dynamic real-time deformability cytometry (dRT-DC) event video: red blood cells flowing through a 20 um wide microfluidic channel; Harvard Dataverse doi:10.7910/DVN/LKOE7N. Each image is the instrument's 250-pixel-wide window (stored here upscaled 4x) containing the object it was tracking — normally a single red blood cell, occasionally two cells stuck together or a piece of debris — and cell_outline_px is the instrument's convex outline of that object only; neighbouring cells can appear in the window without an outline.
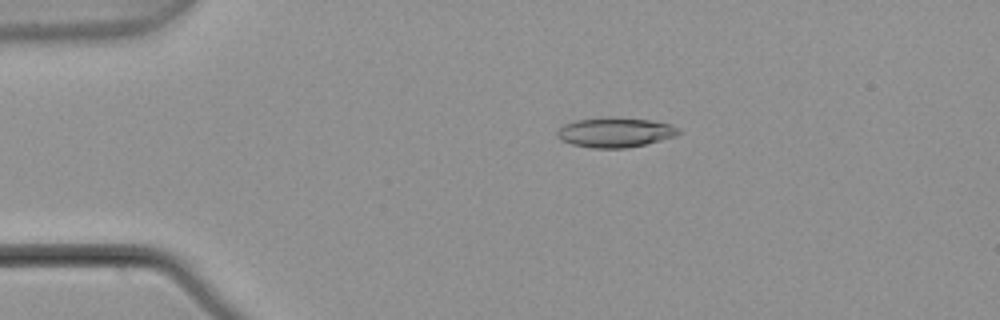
{"species": "common noctule bat (a hibernating species)", "species_latin": "Nyctalus noctula", "temperature_condition": "warm", "stored_images_in_passage": 5, "camera_frame_rate_fps": 3000, "um_per_image_px": 0.085, "animal": {"sex": "male", "body_mass_g": 21.5, "forearm_length_mm": 52.0}, "frame": {"image": 1, "passage_image": 3, "time_ms": 0.667, "image_size_px": [1000, 320], "cell_outline_px": [[684, 132], [676, 136], [628, 148], [592, 148], [572, 144], [560, 140], [556, 136], [556, 132], [564, 124], [576, 120], [608, 116], [612, 116], [652, 120], [672, 124], [680, 128]], "centroid_in_image_um": [52.32, 11.23], "position_along_channel_um": 32.7, "area_um2": 21.5}}
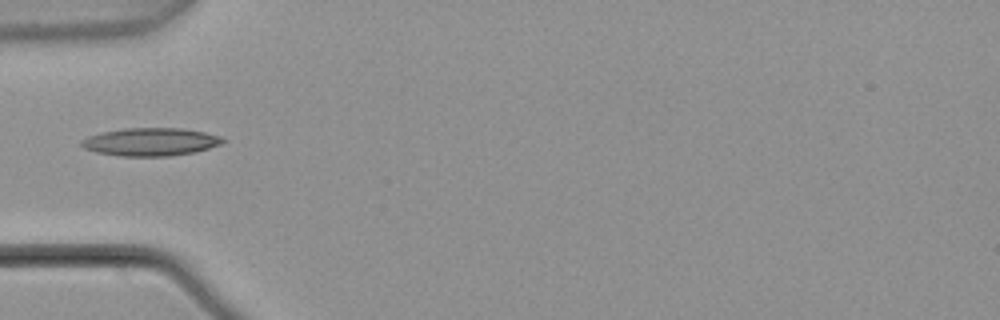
{"frame": {"image": 2, "passage_image": 5, "time_ms": 1.333, "image_size_px": [1000, 320], "cell_outline_px": [[224, 140], [220, 144], [208, 148], [192, 152], [168, 156], [120, 156], [96, 152], [84, 148], [80, 144], [80, 140], [88, 136], [104, 132], [124, 128], [180, 128], [204, 132], [220, 136]], "centroid_in_image_um": [12.75, 12.05], "position_along_channel_um": 72.2, "area_um2": 22.77}}